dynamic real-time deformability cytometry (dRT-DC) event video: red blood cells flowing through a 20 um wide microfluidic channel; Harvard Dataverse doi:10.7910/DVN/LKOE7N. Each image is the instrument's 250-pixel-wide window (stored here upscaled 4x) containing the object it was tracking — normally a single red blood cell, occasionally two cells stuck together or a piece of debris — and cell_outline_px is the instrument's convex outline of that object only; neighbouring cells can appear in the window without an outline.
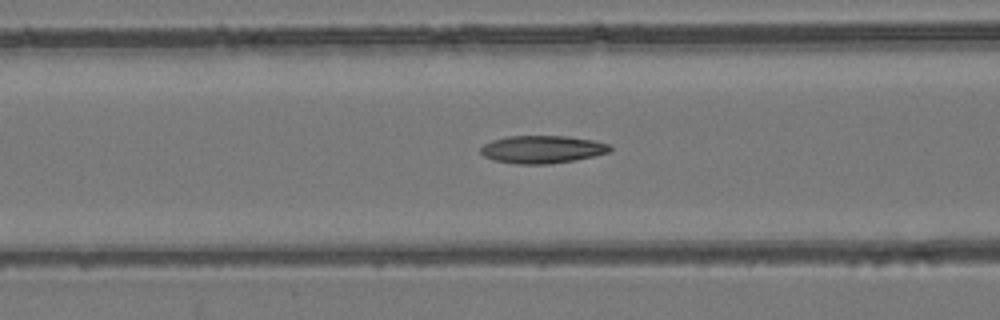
{"species": "common noctule bat (a hibernating species)", "species_latin": "Nyctalus noctula", "temperature_condition": "room temperature", "stored_images_in_passage": 36, "camera_frame_rate_fps": 3000, "um_per_image_px": 0.085, "animal": {"sex": "female", "body_mass_g": 24.6, "forearm_length_mm": 56.2}, "frame": {"image": 1, "passage_image": 8, "time_ms": 2.333, "image_size_px": [1000, 320], "cell_outline_px": [[612, 152], [572, 160], [548, 164], [516, 164], [492, 160], [484, 156], [480, 152], [480, 148], [484, 144], [492, 140], [508, 136], [568, 136], [592, 140], [608, 144], [612, 148]], "centroid_in_image_um": [46.06, 12.69], "position_along_channel_um": 120.5, "area_um2": 20.87}}
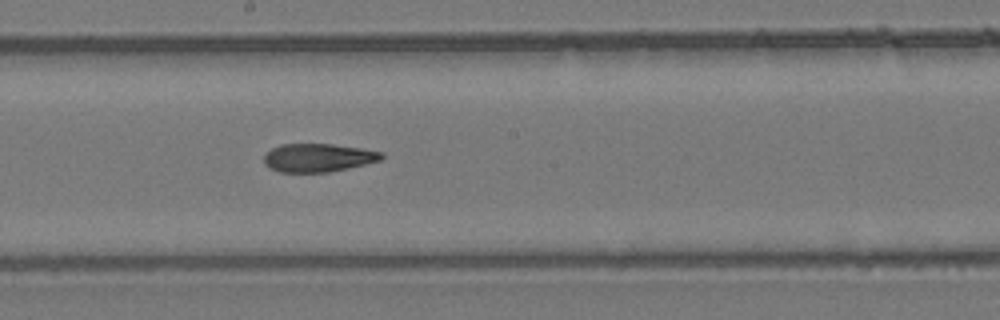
{"frame": {"image": 2, "passage_image": 16, "time_ms": 5.0, "image_size_px": [1000, 320], "cell_outline_px": [[384, 156], [380, 160], [348, 168], [328, 172], [280, 172], [268, 168], [264, 164], [264, 156], [272, 148], [280, 144], [332, 144], [360, 148], [384, 152]], "centroid_in_image_um": [27.02, 13.4], "position_along_channel_um": 221.2, "area_um2": 19.36}}
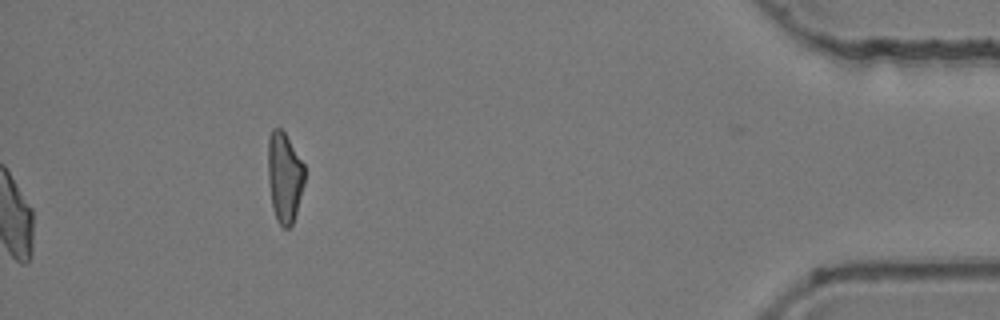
{"frame": {"image": 3, "passage_image": 36, "time_ms": 11.667, "image_size_px": [1000, 320], "cell_outline_px": [[304, 184], [296, 212], [292, 224], [288, 228], [284, 228], [276, 220], [272, 208], [268, 180], [268, 136], [272, 128], [280, 128], [284, 132], [304, 164]], "centroid_in_image_um": [24.16, 15.06], "position_along_channel_um": 411.0, "area_um2": 19.25}, "authors_computed_cell_mechanics": {"area_um2": 20.5768, "velocity_mm_per_s": 3.7721, "shape_relaxation_time_tau1_ms": null, "shape_relaxation_time_tau2_ms": 10.149, "deformation_change_tau1": null, "deformation_change_tau2": 0.2215}}